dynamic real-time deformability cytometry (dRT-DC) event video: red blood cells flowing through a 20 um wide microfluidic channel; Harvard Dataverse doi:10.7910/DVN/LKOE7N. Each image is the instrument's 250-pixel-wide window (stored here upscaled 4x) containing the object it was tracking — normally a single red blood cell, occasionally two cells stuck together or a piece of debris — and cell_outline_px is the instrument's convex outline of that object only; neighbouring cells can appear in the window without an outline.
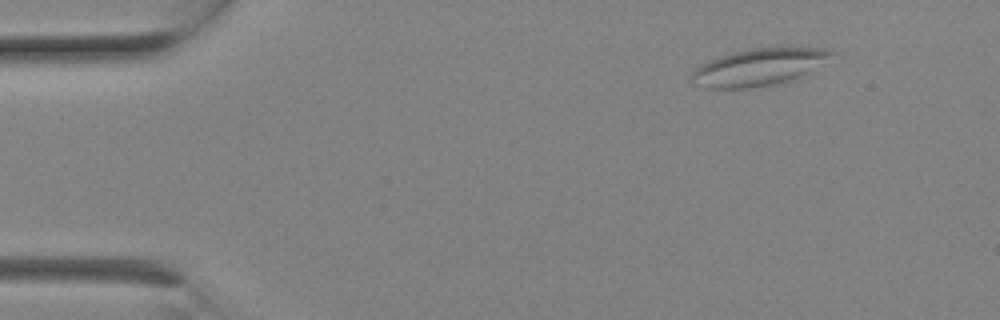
{"species": "Egyptian fruit bat (a non-hibernating species)", "species_latin": "Rousettus aegyptiacus", "temperature_condition": "room temperature", "stored_images_in_passage": 2, "camera_frame_rate_fps": 3000, "um_per_image_px": 0.085, "animal": {"sex": "female"}, "frame": {"image": 1, "passage_image": 1, "time_ms": 0.0, "image_size_px": [1000, 320], "cell_outline_px": [[832, 52], [808, 72], [776, 84], [748, 88], [704, 88], [692, 80], [688, 76], [696, 68], [708, 60], [732, 52], [752, 48], [824, 48]], "centroid_in_image_um": [64.35, 5.71], "position_along_channel_um": 20.7, "area_um2": 29.19}}